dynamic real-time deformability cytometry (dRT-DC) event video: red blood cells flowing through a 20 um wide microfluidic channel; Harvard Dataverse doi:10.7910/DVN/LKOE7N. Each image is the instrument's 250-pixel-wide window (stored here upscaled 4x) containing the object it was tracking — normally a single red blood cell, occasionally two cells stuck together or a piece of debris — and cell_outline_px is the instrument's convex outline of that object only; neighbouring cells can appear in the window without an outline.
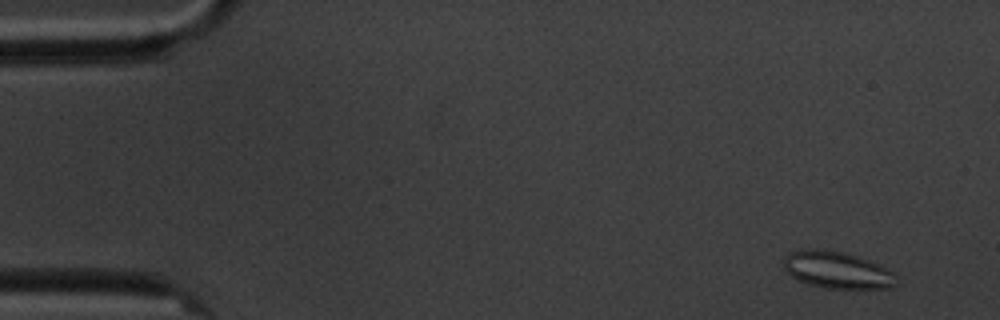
{"species": "common noctule bat (a hibernating species)", "species_latin": "Nyctalus noctula", "temperature_condition": "cold", "stored_images_in_passage": 7, "segment_of_instrument_passage": [1, 2], "camera_frame_rate_fps": 3000, "um_per_image_px": 0.085, "animal": {"sex": "male", "body_mass_g": 20.1, "forearm_length_mm": 53.5}, "frame": {"image": 1, "passage_image": 1, "time_ms": 0.0, "image_size_px": [1000, 320], "cell_outline_px": [[896, 284], [888, 288], [828, 288], [808, 284], [792, 276], [784, 268], [784, 256], [788, 252], [844, 252], [860, 256], [892, 272], [896, 276]], "centroid_in_image_um": [71.19, 22.99], "position_along_channel_um": 13.8, "area_um2": 23.18}}
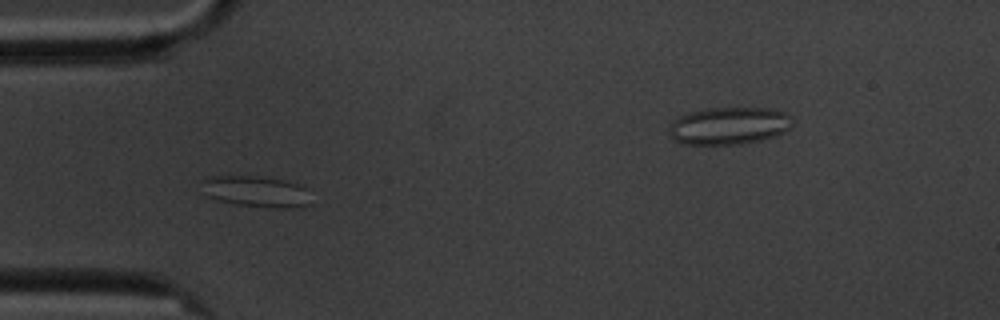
{"frame": {"image": 2, "passage_image": 5, "time_ms": 4.667, "image_size_px": [1000, 320], "cell_outline_px": [[312, 204], [300, 208], [276, 208], [236, 204], [204, 196], [200, 180], [212, 176], [252, 176], [284, 180], [300, 184], [304, 188]], "centroid_in_image_um": [21.76, 16.29], "position_along_channel_um": 63.2, "area_um2": 19.94}}
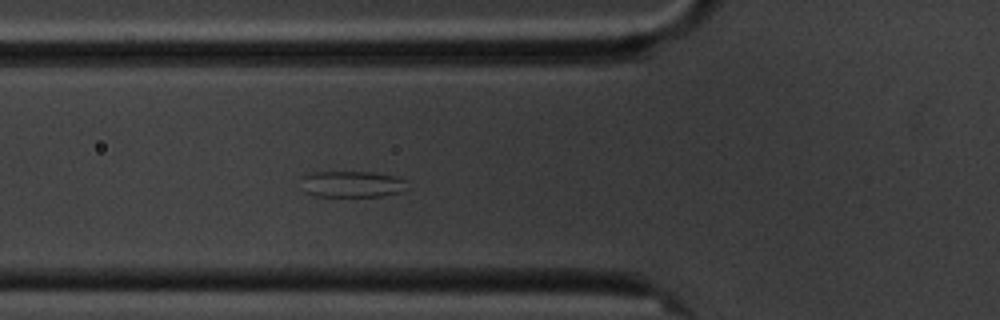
{"frame": {"image": 3, "passage_image": 6, "time_ms": 5.667, "image_size_px": [1000, 320], "cell_outline_px": [[408, 180], [400, 192], [380, 196], [316, 196], [304, 192], [300, 176], [312, 172], [372, 172], [396, 176]], "centroid_in_image_um": [29.87, 15.64], "position_along_channel_um": 95.9, "area_um2": 16.3}}